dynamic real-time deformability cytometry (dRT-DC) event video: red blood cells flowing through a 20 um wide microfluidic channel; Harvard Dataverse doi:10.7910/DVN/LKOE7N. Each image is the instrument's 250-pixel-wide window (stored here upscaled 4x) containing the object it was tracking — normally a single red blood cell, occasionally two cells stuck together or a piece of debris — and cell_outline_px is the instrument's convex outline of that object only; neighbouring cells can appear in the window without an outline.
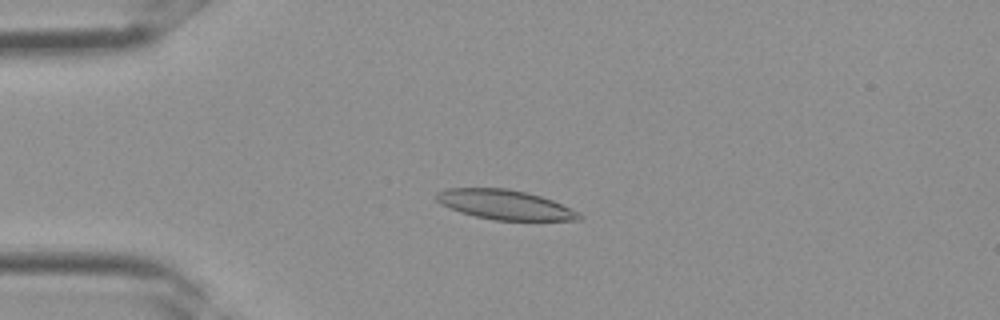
{"species": "Egyptian fruit bat (a non-hibernating species)", "species_latin": "Rousettus aegyptiacus", "temperature_condition": "room temperature", "stored_images_in_passage": 34, "camera_frame_rate_fps": 3000, "um_per_image_px": 0.085, "frame": {"image": 1, "passage_image": 8, "time_ms": 2.333, "image_size_px": [1000, 320], "cell_outline_px": [[584, 216], [580, 220], [496, 220], [476, 216], [460, 212], [448, 208], [440, 204], [436, 200], [436, 192], [448, 188], [508, 188], [528, 192], [552, 200], [580, 212]], "centroid_in_image_um": [42.92, 17.39], "position_along_channel_um": 42.1, "area_um2": 24.74}}
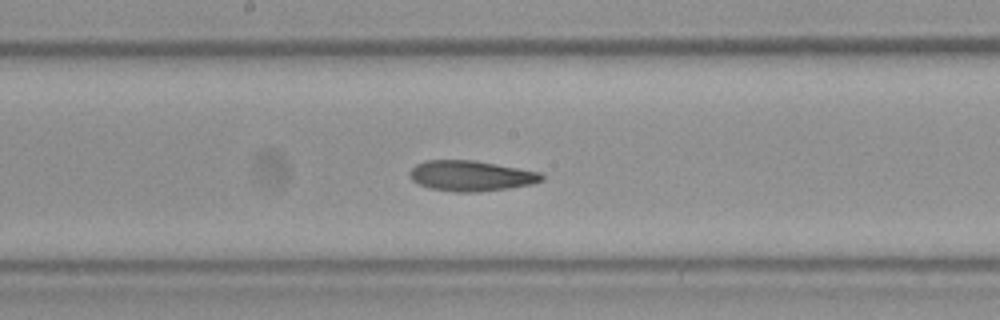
{"frame": {"image": 2, "passage_image": 18, "time_ms": 5.667, "image_size_px": [1000, 320], "cell_outline_px": [[544, 180], [532, 184], [508, 188], [480, 192], [456, 192], [428, 188], [412, 180], [408, 176], [408, 172], [416, 164], [424, 160], [472, 160], [496, 164], [540, 172], [544, 176]], "centroid_in_image_um": [40.01, 14.95], "position_along_channel_um": 208.2, "area_um2": 23.52}}
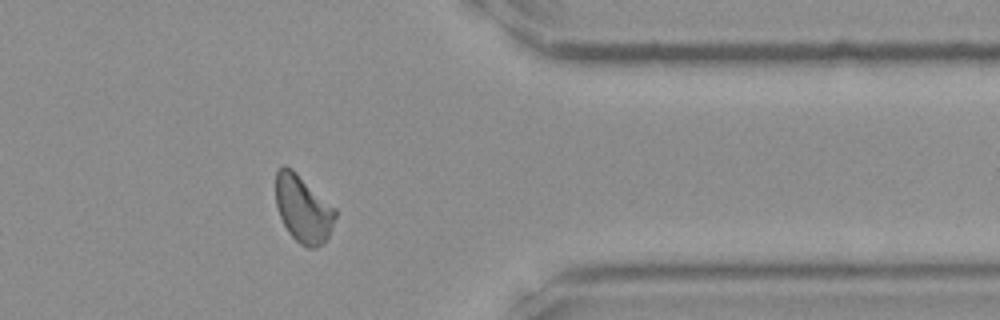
{"frame": {"image": 3, "passage_image": 28, "time_ms": 9.0, "image_size_px": [1000, 320], "cell_outline_px": [[336, 216], [328, 236], [324, 244], [316, 248], [308, 248], [300, 244], [288, 232], [280, 216], [276, 204], [276, 168], [284, 164], [292, 168], [336, 208]], "centroid_in_image_um": [25.76, 17.74], "position_along_channel_um": 385.6, "area_um2": 23.47}}